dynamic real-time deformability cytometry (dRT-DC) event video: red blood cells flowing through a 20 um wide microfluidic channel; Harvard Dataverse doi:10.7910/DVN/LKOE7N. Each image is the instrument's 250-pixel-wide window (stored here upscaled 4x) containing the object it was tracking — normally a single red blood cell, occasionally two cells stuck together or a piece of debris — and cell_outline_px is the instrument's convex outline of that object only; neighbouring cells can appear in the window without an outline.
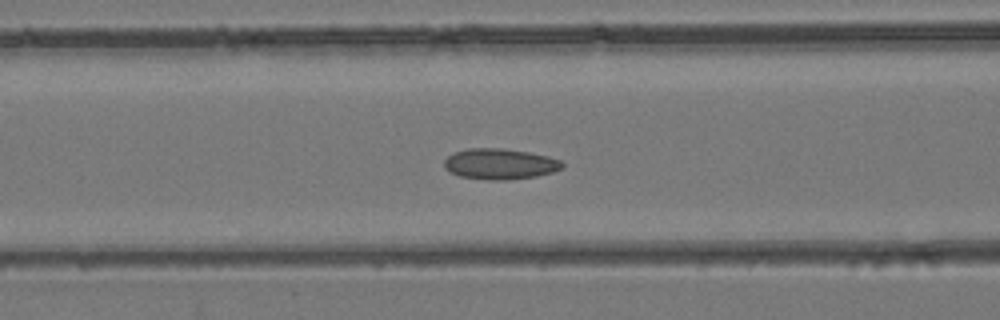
{"species": "common noctule bat (a hibernating species)", "species_latin": "Nyctalus noctula", "temperature_condition": "room temperature", "stored_images_in_passage": 32, "camera_frame_rate_fps": 3000, "um_per_image_px": 0.085, "animal": {"sex": "female", "body_mass_g": 24.6, "forearm_length_mm": 56.2}, "frame": {"image": 1, "passage_image": 10, "time_ms": 3.0, "image_size_px": [1000, 320], "cell_outline_px": [[564, 168], [552, 172], [536, 176], [508, 180], [492, 180], [460, 176], [448, 172], [444, 168], [444, 160], [452, 152], [468, 148], [504, 148], [528, 152], [548, 156], [560, 160], [564, 164]], "centroid_in_image_um": [42.47, 13.93], "position_along_channel_um": 124.1, "area_um2": 21.33}}
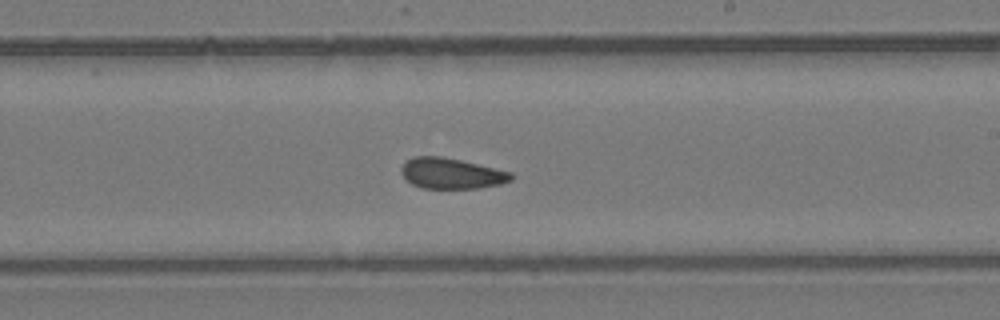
{"frame": {"image": 2, "passage_image": 18, "time_ms": 5.667, "image_size_px": [1000, 320], "cell_outline_px": [[512, 180], [500, 184], [480, 188], [424, 188], [412, 184], [404, 180], [400, 172], [400, 168], [412, 156], [440, 156], [460, 160], [512, 172]], "centroid_in_image_um": [38.33, 14.74], "position_along_channel_um": 250.7, "area_um2": 19.65}}
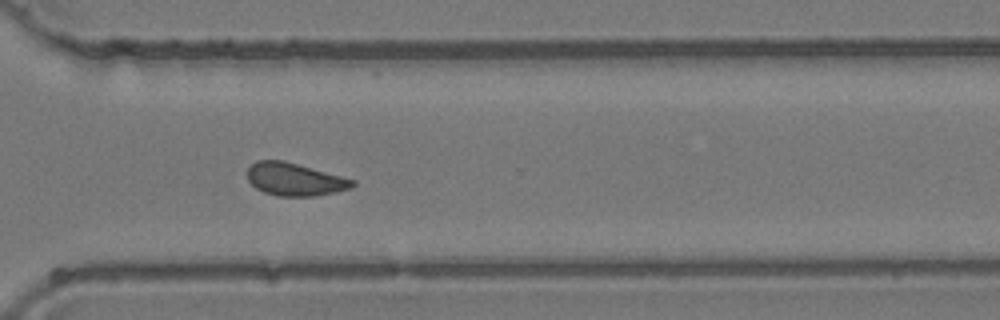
{"frame": {"image": 3, "passage_image": 24, "time_ms": 7.667, "image_size_px": [1000, 320], "cell_outline_px": [[356, 184], [352, 188], [336, 192], [316, 196], [276, 196], [264, 192], [256, 188], [248, 180], [248, 168], [256, 160], [284, 160], [356, 180]], "centroid_in_image_um": [25.07, 15.25], "position_along_channel_um": 345.5, "area_um2": 20.17}}